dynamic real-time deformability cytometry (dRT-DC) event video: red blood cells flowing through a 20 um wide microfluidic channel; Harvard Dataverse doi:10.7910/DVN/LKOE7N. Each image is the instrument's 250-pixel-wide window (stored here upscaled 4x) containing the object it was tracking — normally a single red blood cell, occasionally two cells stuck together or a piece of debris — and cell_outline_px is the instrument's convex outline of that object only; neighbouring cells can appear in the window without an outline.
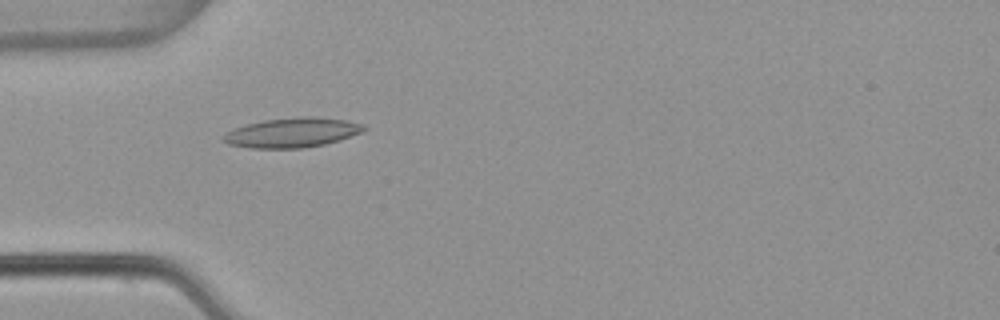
{"species": "common noctule bat (a hibernating species)", "species_latin": "Nyctalus noctula", "temperature_condition": "warm", "stored_images_in_passage": 8, "camera_frame_rate_fps": 3000, "um_per_image_px": 0.085, "animal": {"sex": "female", "body_mass_g": 22.7, "forearm_length_mm": 54.2}, "frame": {"image": 1, "passage_image": 5, "time_ms": 1.333, "image_size_px": [1000, 320], "cell_outline_px": [[364, 128], [360, 132], [340, 140], [324, 144], [300, 148], [248, 148], [228, 144], [220, 140], [220, 136], [232, 128], [264, 120], [304, 116], [312, 116], [348, 120], [364, 124]], "centroid_in_image_um": [24.76, 11.27], "position_along_channel_um": 60.2, "area_um2": 24.33}}
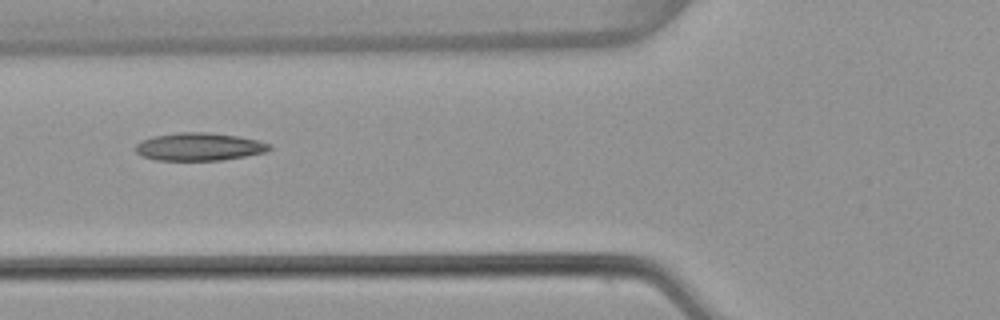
{"frame": {"image": 2, "passage_image": 6, "time_ms": 1.667, "image_size_px": [1000, 320], "cell_outline_px": [[272, 148], [268, 152], [220, 160], [156, 160], [140, 156], [132, 148], [136, 144], [152, 136], [180, 132], [208, 132], [240, 136], [272, 144]], "centroid_in_image_um": [16.92, 12.47], "position_along_channel_um": 108.9, "area_um2": 21.91}}
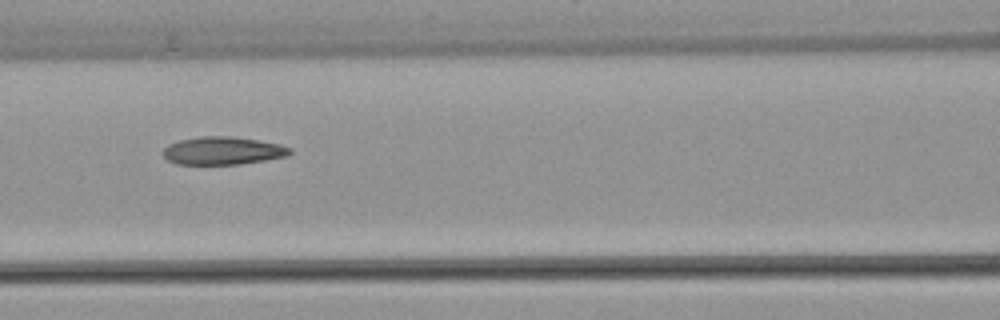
{"frame": {"image": 3, "passage_image": 7, "time_ms": 2.0, "image_size_px": [1000, 320], "cell_outline_px": [[292, 152], [288, 156], [240, 164], [176, 164], [168, 160], [164, 156], [164, 148], [168, 144], [180, 140], [200, 136], [232, 136], [260, 140], [280, 144], [292, 148]], "centroid_in_image_um": [18.97, 12.8], "position_along_channel_um": 147.6, "area_um2": 20.69}}